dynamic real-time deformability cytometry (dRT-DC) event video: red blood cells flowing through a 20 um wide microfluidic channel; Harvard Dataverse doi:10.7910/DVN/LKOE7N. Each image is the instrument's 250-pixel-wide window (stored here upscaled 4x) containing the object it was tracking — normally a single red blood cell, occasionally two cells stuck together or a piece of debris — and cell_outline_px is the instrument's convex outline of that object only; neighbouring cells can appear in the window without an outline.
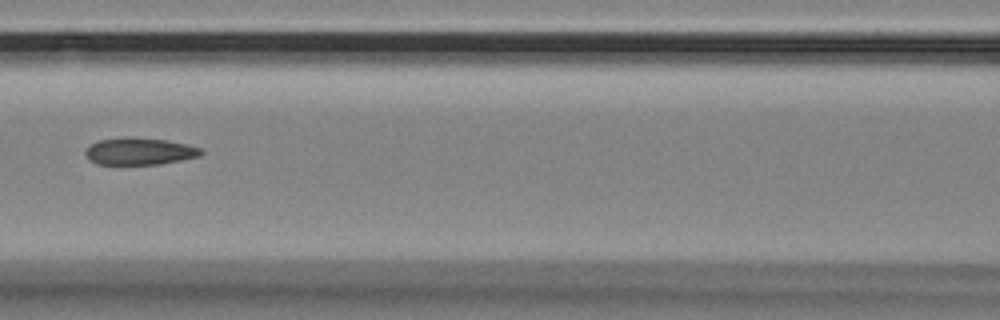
{"species": "Egyptian fruit bat (a non-hibernating species)", "species_latin": "Rousettus aegyptiacus", "temperature_condition": "room temperature", "stored_images_in_passage": 10, "camera_frame_rate_fps": 3000, "um_per_image_px": 0.085, "animal": {"sex": "female"}, "frame": {"image": 1, "passage_image": 6, "time_ms": 1.667, "image_size_px": [1000, 320], "cell_outline_px": [[204, 152], [200, 156], [160, 164], [96, 164], [88, 160], [84, 152], [92, 144], [100, 140], [124, 136], [132, 136], [164, 140], [188, 144], [200, 148]], "centroid_in_image_um": [11.85, 12.85], "position_along_channel_um": 154.8, "area_um2": 18.32}}
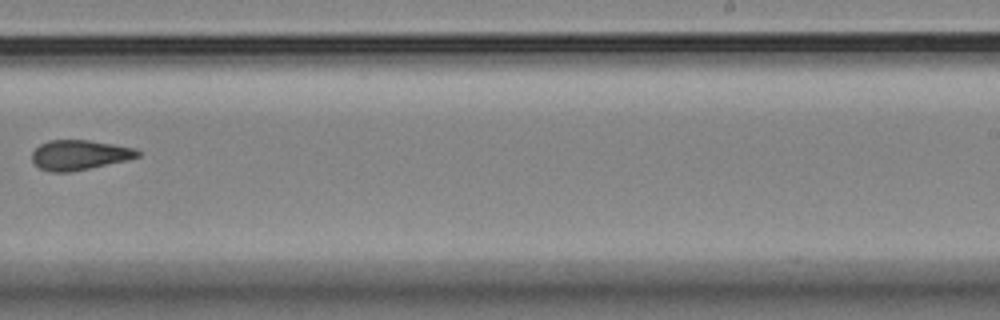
{"frame": {"image": 2, "passage_image": 9, "time_ms": 2.667, "image_size_px": [1000, 320], "cell_outline_px": [[140, 156], [128, 160], [68, 172], [48, 172], [40, 168], [32, 160], [32, 152], [40, 144], [48, 140], [88, 140], [136, 148], [140, 152]], "centroid_in_image_um": [6.75, 13.17], "position_along_channel_um": 282.3, "area_um2": 18.32}}
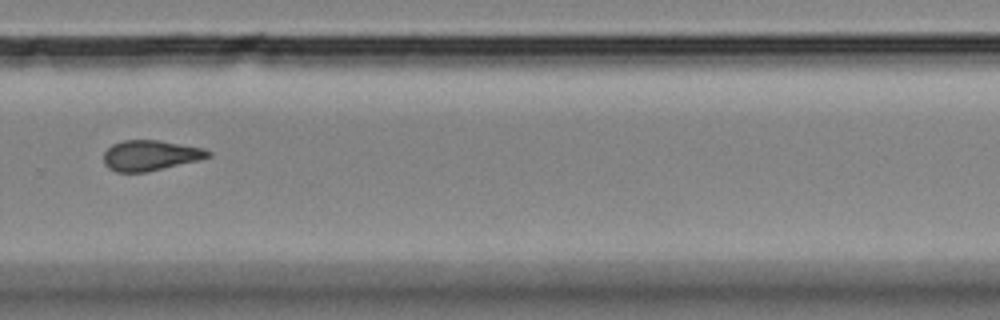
{"frame": {"image": 3, "passage_image": 10, "time_ms": 3.0, "image_size_px": [1000, 320], "cell_outline_px": [[212, 156], [200, 160], [144, 172], [116, 172], [108, 168], [104, 164], [104, 152], [112, 144], [124, 140], [156, 140], [204, 148], [212, 152]], "centroid_in_image_um": [12.78, 13.21], "position_along_channel_um": 317.0, "area_um2": 18.44}}